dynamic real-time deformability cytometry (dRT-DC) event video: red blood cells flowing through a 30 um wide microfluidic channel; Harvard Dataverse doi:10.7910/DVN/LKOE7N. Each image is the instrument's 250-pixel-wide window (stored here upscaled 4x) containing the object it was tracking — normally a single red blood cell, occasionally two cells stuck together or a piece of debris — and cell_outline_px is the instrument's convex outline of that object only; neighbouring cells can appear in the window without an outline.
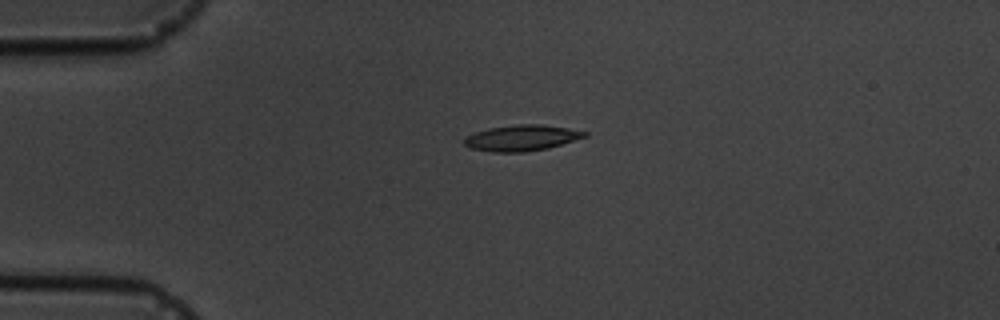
{"species": "common noctule bat (a hibernating species)", "species_latin": "Nyctalus noctula", "temperature_condition": "cold", "stored_images_in_passage": 3, "camera_frame_rate_fps": 3000, "um_per_image_px": 0.085, "animal": {"sex": "male", "body_mass_g": 19.5, "forearm_length_mm": 54.6}, "frame": {"image": 1, "passage_image": 1, "time_ms": 0.0, "image_size_px": [1000, 320], "cell_outline_px": [[588, 136], [548, 148], [524, 152], [492, 152], [472, 148], [464, 144], [464, 140], [468, 136], [476, 132], [488, 128], [516, 124], [540, 124], [568, 128], [588, 132]], "centroid_in_image_um": [44.37, 11.72], "position_along_channel_um": 40.6, "area_um2": 18.03}}
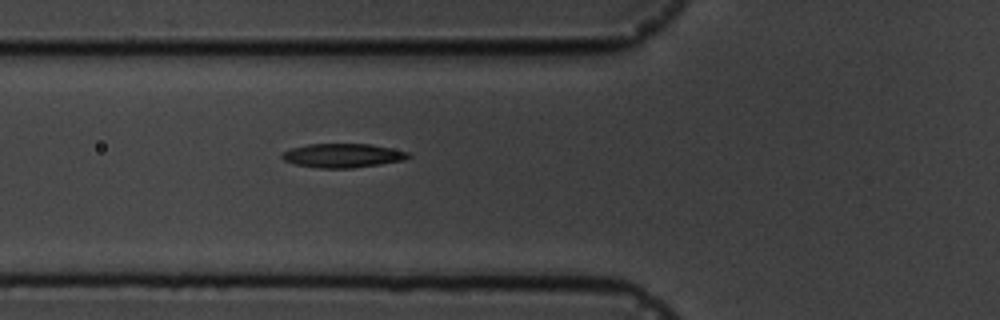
{"frame": {"image": 2, "passage_image": 3, "time_ms": 2.333, "image_size_px": [1000, 320], "cell_outline_px": [[412, 156], [404, 160], [380, 164], [352, 168], [320, 168], [296, 164], [284, 160], [280, 156], [284, 152], [292, 148], [308, 144], [372, 144], [408, 152]], "centroid_in_image_um": [29.15, 13.22], "position_along_channel_um": 96.6, "area_um2": 17.51}}